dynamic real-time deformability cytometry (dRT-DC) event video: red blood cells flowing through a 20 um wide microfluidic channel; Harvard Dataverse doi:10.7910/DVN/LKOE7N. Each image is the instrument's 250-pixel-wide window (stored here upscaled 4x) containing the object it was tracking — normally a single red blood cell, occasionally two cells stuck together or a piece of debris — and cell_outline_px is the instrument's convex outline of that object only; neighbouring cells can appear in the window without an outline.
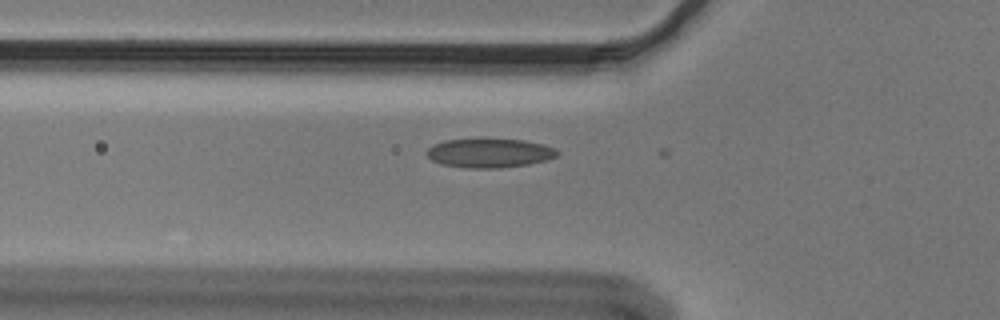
{"species": "Egyptian fruit bat (a non-hibernating species)", "species_latin": "Rousettus aegyptiacus", "temperature_condition": "cold", "stored_images_in_passage": 3, "camera_frame_rate_fps": 3000, "um_per_image_px": 0.085, "animal": {"sex": "male"}, "frame": {"image": 1, "passage_image": 2, "time_ms": 0.333, "image_size_px": [1000, 320], "cell_outline_px": [[560, 152], [556, 156], [548, 160], [528, 164], [500, 168], [468, 168], [440, 164], [432, 160], [424, 152], [432, 144], [444, 140], [476, 136], [480, 136], [524, 140], [544, 144], [556, 148]], "centroid_in_image_um": [41.58, 12.96], "position_along_channel_um": 84.2, "area_um2": 23.29}}